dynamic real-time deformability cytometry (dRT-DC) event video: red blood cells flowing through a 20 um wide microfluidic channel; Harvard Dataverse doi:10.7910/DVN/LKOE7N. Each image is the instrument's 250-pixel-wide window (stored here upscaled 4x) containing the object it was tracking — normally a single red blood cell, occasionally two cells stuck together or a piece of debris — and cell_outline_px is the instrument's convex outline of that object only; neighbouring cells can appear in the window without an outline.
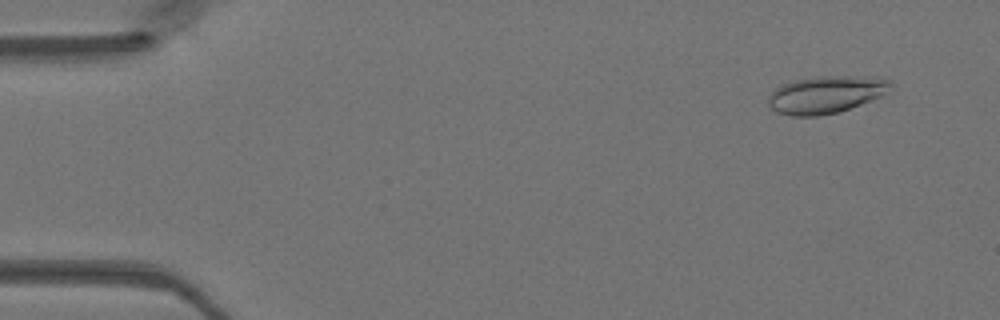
{"species": "Egyptian fruit bat (a non-hibernating species)", "species_latin": "Rousettus aegyptiacus", "temperature_condition": "warm", "stored_images_in_passage": 48, "camera_frame_rate_fps": 3000, "um_per_image_px": 0.085, "animal": {"sex": "female"}, "frame": {"image": 1, "passage_image": 4, "time_ms": 1.0, "image_size_px": [1000, 320], "cell_outline_px": [[892, 84], [880, 96], [860, 104], [836, 112], [820, 116], [792, 116], [776, 112], [768, 104], [768, 96], [780, 84], [796, 80], [820, 76], [848, 76], [888, 80]], "centroid_in_image_um": [70.09, 8.05], "position_along_channel_um": 14.9, "area_um2": 25.95}}
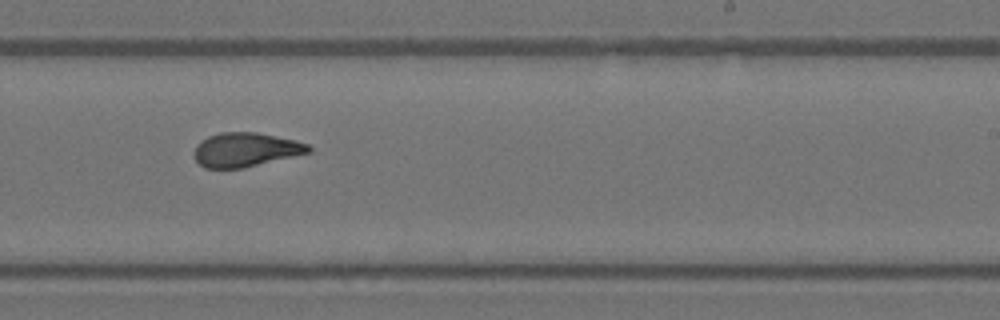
{"frame": {"image": 2, "passage_image": 30, "time_ms": 9.667, "image_size_px": [1000, 320], "cell_outline_px": [[312, 152], [244, 168], [204, 168], [196, 160], [196, 144], [200, 140], [208, 136], [220, 132], [256, 132], [296, 140], [308, 144], [312, 148]], "centroid_in_image_um": [20.91, 12.72], "position_along_channel_um": 268.1, "area_um2": 22.77}}
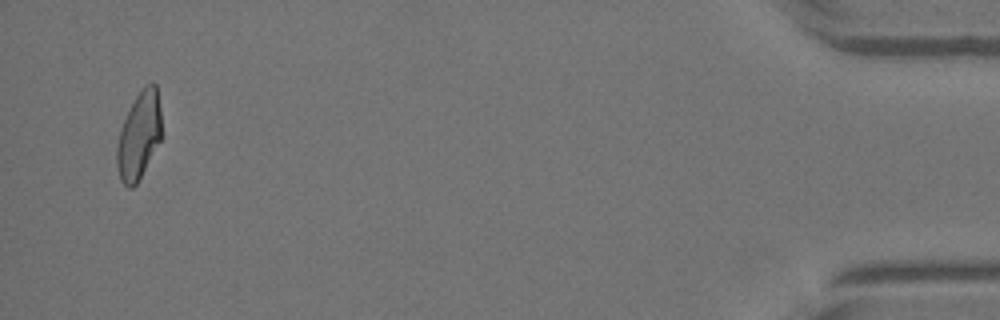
{"frame": {"image": 3, "passage_image": 47, "time_ms": 15.333, "image_size_px": [1000, 320], "cell_outline_px": [[164, 136], [136, 184], [132, 188], [128, 188], [120, 180], [116, 164], [116, 148], [120, 132], [124, 120], [136, 96], [148, 84], [156, 84], [160, 108]], "centroid_in_image_um": [11.84, 11.57], "position_along_channel_um": 423.4, "area_um2": 22.77}}